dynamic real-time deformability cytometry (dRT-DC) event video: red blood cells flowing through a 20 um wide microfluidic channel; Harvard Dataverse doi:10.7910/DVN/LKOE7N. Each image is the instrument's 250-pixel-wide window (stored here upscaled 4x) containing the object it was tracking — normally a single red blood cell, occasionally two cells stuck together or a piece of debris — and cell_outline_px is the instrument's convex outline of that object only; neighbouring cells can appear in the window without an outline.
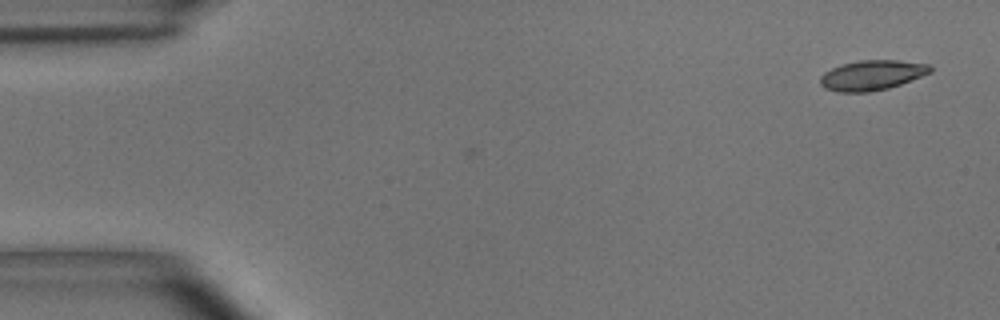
{"species": "common noctule bat (a hibernating species)", "species_latin": "Nyctalus noctula", "temperature_condition": "room temperature", "stored_images_in_passage": 3, "camera_frame_rate_fps": 3000, "um_per_image_px": 0.085, "animal": {"sex": "male", "body_mass_g": 15.6}, "frame": {"image": 1, "passage_image": 3, "time_ms": 0.667, "image_size_px": [1000, 320], "cell_outline_px": [[932, 72], [900, 84], [888, 88], [868, 92], [836, 92], [824, 88], [820, 84], [820, 76], [824, 72], [840, 64], [860, 60], [896, 60], [932, 64]], "centroid_in_image_um": [74.1, 6.38], "position_along_channel_um": 10.9, "area_um2": 19.36}}